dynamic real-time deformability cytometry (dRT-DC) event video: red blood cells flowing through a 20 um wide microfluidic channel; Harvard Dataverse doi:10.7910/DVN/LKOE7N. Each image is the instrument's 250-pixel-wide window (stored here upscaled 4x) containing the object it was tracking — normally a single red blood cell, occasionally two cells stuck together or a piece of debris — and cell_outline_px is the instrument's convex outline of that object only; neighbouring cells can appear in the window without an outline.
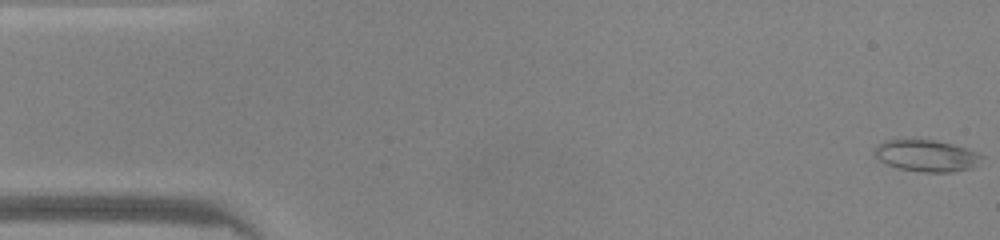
{"species": "common noctule bat (a hibernating species)", "species_latin": "Nyctalus noctula", "temperature_condition": "warm", "stored_images_in_passage": 47, "camera_frame_rate_fps": 3000, "um_per_image_px": 0.085, "animal": {"sex": "male", "body_mass_g": 20.0, "forearm_length_mm": 53.3}, "frame": {"image": 1, "passage_image": 1, "time_ms": 0.0, "image_size_px": [1000, 240], "cell_outline_px": [[984, 156], [972, 168], [952, 172], [924, 172], [896, 168], [884, 164], [876, 156], [876, 144], [884, 140], [936, 140], [968, 148], [980, 152]], "centroid_in_image_um": [78.77, 13.24], "position_along_channel_um": 6.2, "area_um2": 19.88}}
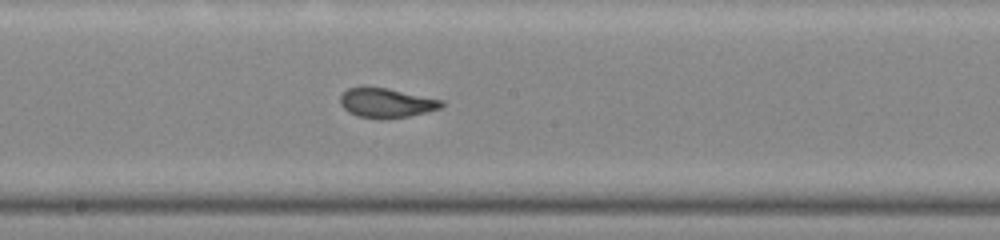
{"frame": {"image": 2, "passage_image": 25, "time_ms": 8.0, "image_size_px": [1000, 240], "cell_outline_px": [[444, 104], [440, 108], [408, 116], [380, 120], [356, 116], [348, 112], [340, 104], [340, 96], [348, 88], [388, 88], [444, 100]], "centroid_in_image_um": [32.83, 8.77], "position_along_channel_um": 215.4, "area_um2": 17.34}}
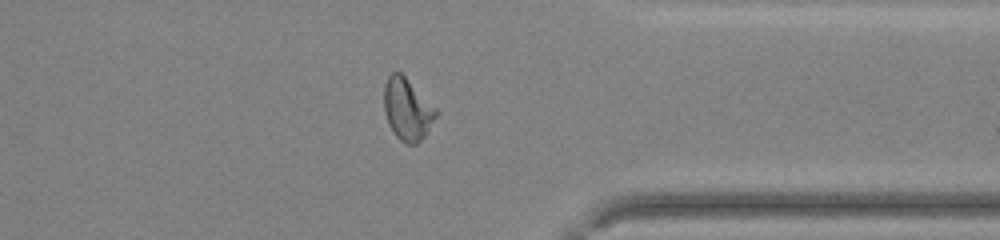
{"frame": {"image": 3, "passage_image": 37, "time_ms": 12.0, "image_size_px": [1000, 240], "cell_outline_px": [[440, 112], [424, 136], [416, 144], [408, 144], [400, 140], [392, 132], [388, 124], [384, 112], [384, 84], [388, 76], [392, 72], [400, 72]], "centroid_in_image_um": [34.61, 9.3], "position_along_channel_um": 376.8, "area_um2": 18.73}, "authors_computed_cell_mechanics": {"area_um2": 18.6694, "velocity_mm_per_s": 4.2672, "shape_relaxation_time_tau1_ms": 8.6819, "shape_relaxation_time_tau2_ms": 1.1454, "deformation_change_tau1": 0.2535, "deformation_change_tau2": 0.0705}}